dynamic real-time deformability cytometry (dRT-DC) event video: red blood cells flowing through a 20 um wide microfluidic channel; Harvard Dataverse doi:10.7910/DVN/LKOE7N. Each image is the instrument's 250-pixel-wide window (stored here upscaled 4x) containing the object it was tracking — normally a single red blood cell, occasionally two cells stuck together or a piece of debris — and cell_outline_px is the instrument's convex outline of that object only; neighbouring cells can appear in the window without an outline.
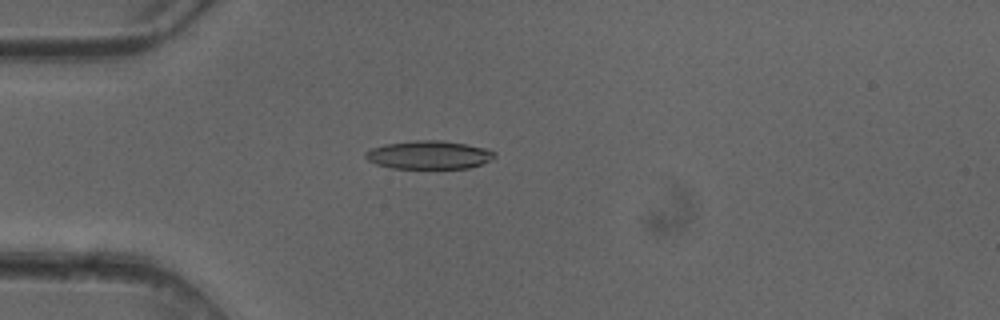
{"species": "common noctule bat (a hibernating species)", "species_latin": "Nyctalus noctula", "temperature_condition": "cold", "stored_images_in_passage": 1, "camera_frame_rate_fps": 3000, "um_per_image_px": 0.085, "animal": {"sex": "female"}, "frame": {"image": 1, "passage_image": 1, "time_ms": 0.0, "image_size_px": [1000, 320], "cell_outline_px": [[496, 156], [492, 160], [468, 168], [392, 168], [376, 164], [368, 160], [364, 156], [364, 152], [372, 148], [384, 144], [416, 140], [440, 140], [488, 148], [496, 152]], "centroid_in_image_um": [36.47, 13.16], "position_along_channel_um": 48.5, "area_um2": 21.33}}